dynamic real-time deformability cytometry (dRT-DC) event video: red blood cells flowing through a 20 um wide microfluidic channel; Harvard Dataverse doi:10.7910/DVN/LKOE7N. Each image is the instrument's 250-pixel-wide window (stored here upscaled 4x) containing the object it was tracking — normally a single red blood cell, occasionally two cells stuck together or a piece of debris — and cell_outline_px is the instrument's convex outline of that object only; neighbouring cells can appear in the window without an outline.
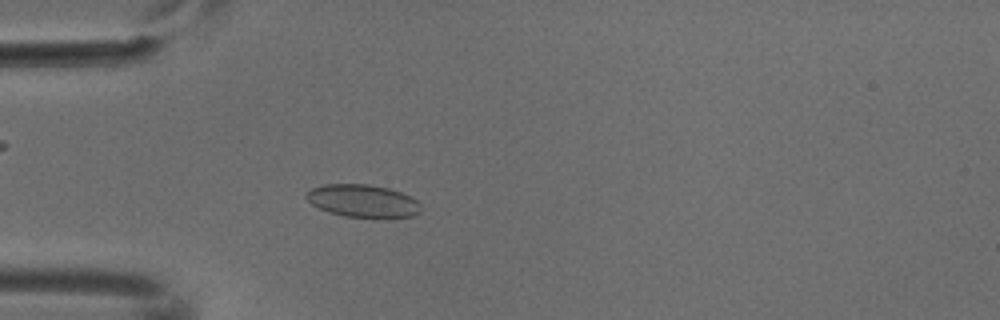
{"species": "common noctule bat (a hibernating species)", "species_latin": "Nyctalus noctula", "temperature_condition": "cold", "stored_images_in_passage": 3, "camera_frame_rate_fps": 3000, "um_per_image_px": 0.085, "animal": {"sex": "male", "body_mass_g": 18.8}, "frame": {"image": 1, "passage_image": 3, "time_ms": 0.667, "image_size_px": [1000, 320], "cell_outline_px": [[420, 212], [412, 216], [344, 216], [328, 212], [312, 204], [304, 196], [304, 192], [312, 188], [324, 184], [368, 184], [388, 188], [400, 192], [416, 200], [420, 204]], "centroid_in_image_um": [30.77, 17.05], "position_along_channel_um": 54.2, "area_um2": 21.39}}